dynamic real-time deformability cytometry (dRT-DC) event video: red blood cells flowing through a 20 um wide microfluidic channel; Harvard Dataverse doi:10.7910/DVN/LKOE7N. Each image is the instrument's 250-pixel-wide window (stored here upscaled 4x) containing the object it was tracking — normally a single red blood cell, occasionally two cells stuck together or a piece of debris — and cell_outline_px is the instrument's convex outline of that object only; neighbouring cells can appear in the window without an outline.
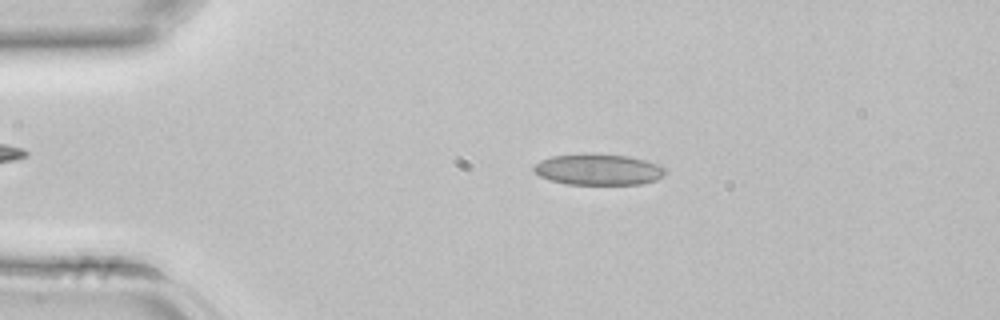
{"species": "common noctule bat (a hibernating species)", "species_latin": "Nyctalus noctula", "temperature_condition": "room temperature", "stored_images_in_passage": 42, "camera_frame_rate_fps": 3000, "um_per_image_px": 0.085, "animal": {"sex": "female", "body_mass_g": 22.7, "forearm_length_mm": 54.2}, "frame": {"image": 1, "passage_image": 8, "time_ms": 2.333, "image_size_px": [1000, 320], "cell_outline_px": [[664, 172], [656, 180], [640, 184], [564, 184], [540, 176], [532, 172], [532, 168], [540, 160], [552, 156], [628, 156], [648, 160], [660, 164], [664, 168]], "centroid_in_image_um": [50.86, 14.44], "position_along_channel_um": 34.1, "area_um2": 23.0}}
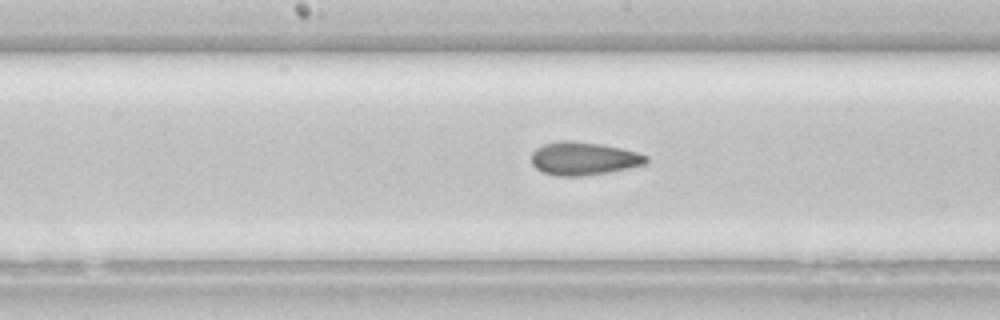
{"frame": {"image": 2, "passage_image": 21, "time_ms": 6.667, "image_size_px": [1000, 320], "cell_outline_px": [[648, 160], [644, 164], [628, 168], [608, 172], [584, 176], [556, 176], [544, 172], [536, 168], [532, 164], [532, 152], [536, 148], [544, 144], [560, 140], [568, 140], [600, 144], [620, 148], [636, 152], [648, 156]], "centroid_in_image_um": [49.58, 13.48], "position_along_channel_um": 198.6, "area_um2": 22.02}}
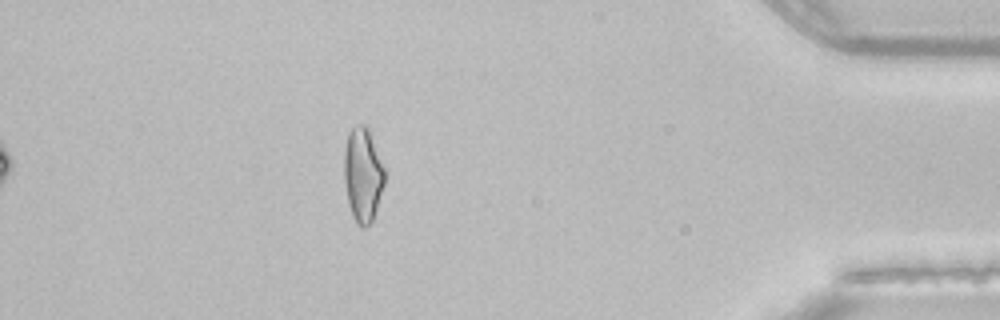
{"frame": {"image": 3, "passage_image": 37, "time_ms": 12.0, "image_size_px": [1000, 320], "cell_outline_px": [[384, 184], [372, 220], [364, 228], [360, 228], [356, 224], [352, 216], [348, 204], [344, 180], [344, 152], [348, 132], [356, 124], [364, 124], [368, 128], [384, 168]], "centroid_in_image_um": [30.81, 14.86], "position_along_channel_um": 404.4, "area_um2": 22.14}}